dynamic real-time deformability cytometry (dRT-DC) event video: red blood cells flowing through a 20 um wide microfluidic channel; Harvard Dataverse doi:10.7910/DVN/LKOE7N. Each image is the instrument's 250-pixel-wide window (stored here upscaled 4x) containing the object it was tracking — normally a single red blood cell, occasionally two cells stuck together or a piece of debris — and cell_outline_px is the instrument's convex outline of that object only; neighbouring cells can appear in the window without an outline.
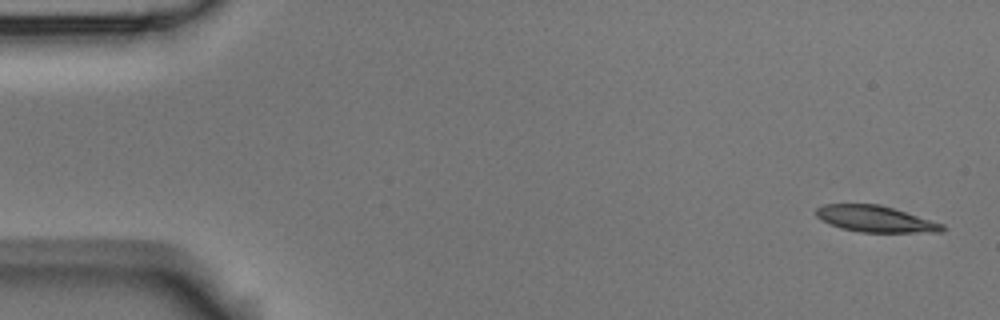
{"species": "Egyptian fruit bat (a non-hibernating species)", "species_latin": "Rousettus aegyptiacus", "temperature_condition": "room temperature", "stored_images_in_passage": 5, "segment_of_instrument_passage": [1, 2], "camera_frame_rate_fps": 3000, "um_per_image_px": 0.085, "animal": {"sex": "male"}, "frame": {"image": 1, "passage_image": 1, "time_ms": 0.0, "image_size_px": [1000, 320], "cell_outline_px": [[944, 232], [860, 232], [840, 228], [820, 220], [816, 216], [816, 208], [824, 204], [880, 204], [944, 224]], "centroid_in_image_um": [74.38, 18.61], "position_along_channel_um": 10.6, "area_um2": 19.31}}